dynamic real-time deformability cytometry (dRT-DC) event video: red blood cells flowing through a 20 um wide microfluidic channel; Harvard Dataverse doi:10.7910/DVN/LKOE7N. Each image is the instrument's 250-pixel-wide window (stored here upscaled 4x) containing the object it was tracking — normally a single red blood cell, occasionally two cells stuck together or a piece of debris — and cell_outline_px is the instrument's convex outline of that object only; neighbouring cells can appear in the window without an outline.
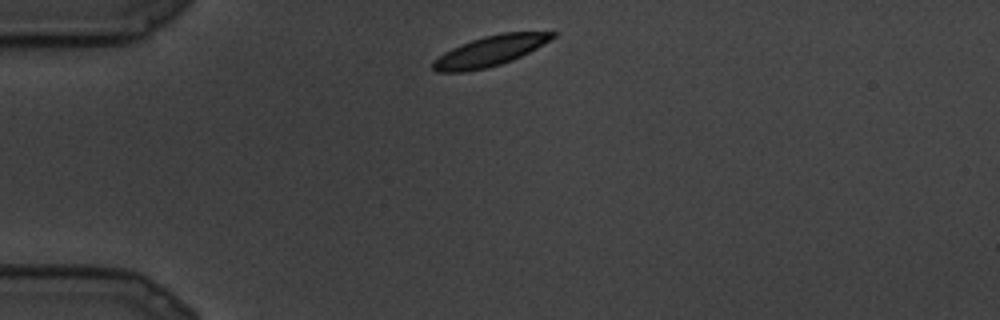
{"species": "common noctule bat (a hibernating species)", "species_latin": "Nyctalus noctula", "temperature_condition": "cold", "stored_images_in_passage": 8, "camera_frame_rate_fps": 3000, "um_per_image_px": 0.085, "animal": {"sex": "male", "body_mass_g": 19.5, "forearm_length_mm": 54.6}, "frame": {"image": 1, "passage_image": 1, "time_ms": 0.0, "image_size_px": [1000, 320], "cell_outline_px": [[556, 36], [536, 48], [512, 60], [488, 68], [464, 72], [436, 72], [432, 68], [432, 60], [444, 52], [460, 44], [484, 36], [504, 32], [556, 32]], "centroid_in_image_um": [41.59, 4.35], "position_along_channel_um": 43.4, "area_um2": 20.98}}
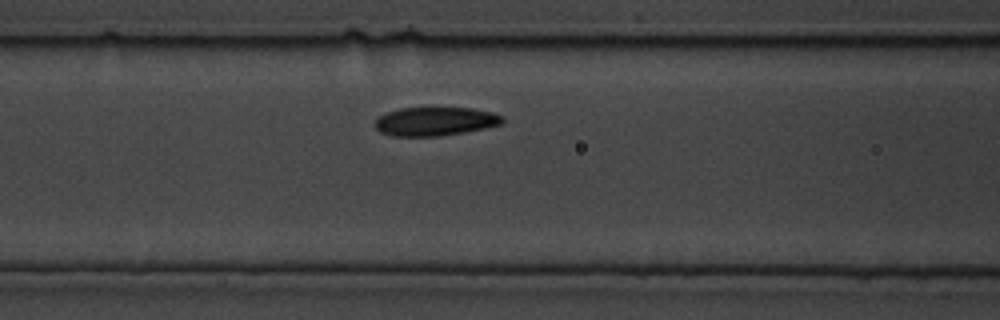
{"frame": {"image": 2, "passage_image": 6, "time_ms": 1.667, "image_size_px": [1000, 320], "cell_outline_px": [[504, 124], [464, 132], [440, 136], [392, 136], [380, 132], [376, 128], [376, 120], [384, 112], [400, 108], [472, 108], [492, 112], [504, 116]], "centroid_in_image_um": [37.01, 10.31], "position_along_channel_um": 129.6, "area_um2": 21.39}}
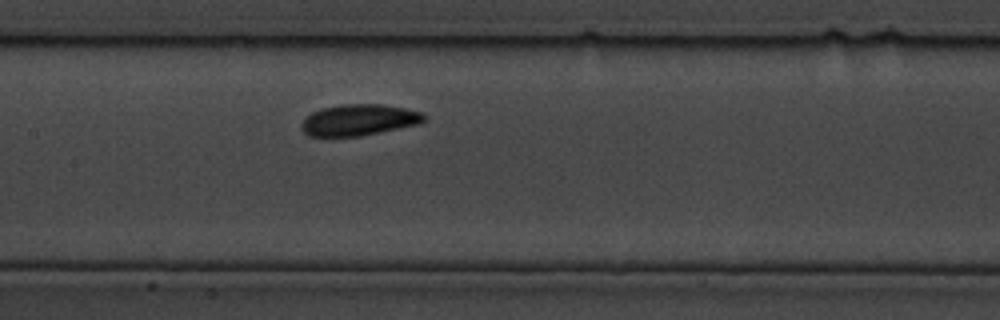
{"frame": {"image": 3, "passage_image": 8, "time_ms": 2.333, "image_size_px": [1000, 320], "cell_outline_px": [[424, 120], [420, 124], [360, 136], [308, 136], [300, 128], [300, 124], [312, 112], [324, 108], [344, 104], [380, 104], [404, 108], [420, 112], [424, 116]], "centroid_in_image_um": [30.49, 10.2], "position_along_channel_um": 176.9, "area_um2": 22.08}}